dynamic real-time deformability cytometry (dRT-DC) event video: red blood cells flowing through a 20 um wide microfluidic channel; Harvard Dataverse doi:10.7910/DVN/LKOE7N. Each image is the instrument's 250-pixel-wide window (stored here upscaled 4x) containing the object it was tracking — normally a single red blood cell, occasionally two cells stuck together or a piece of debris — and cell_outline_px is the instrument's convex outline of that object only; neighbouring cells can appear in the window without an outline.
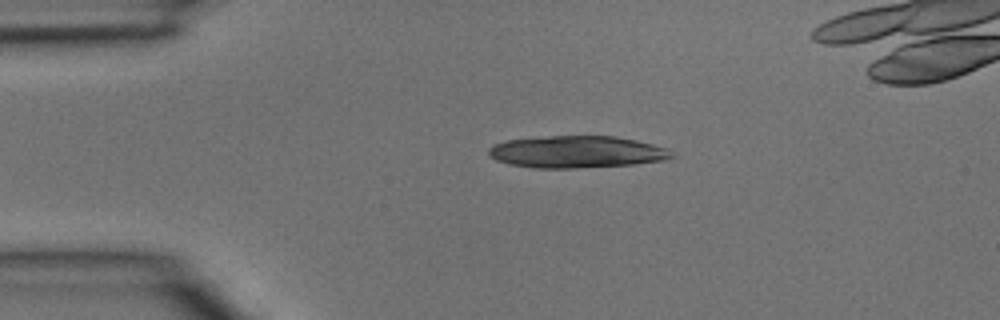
{"species": "common noctule bat (a hibernating species)", "species_latin": "Nyctalus noctula", "temperature_condition": "room temperature", "stored_images_in_passage": 3, "camera_frame_rate_fps": 3000, "um_per_image_px": 0.085, "animal": {"sex": "male", "body_mass_g": 15.6}, "frame": {"image": 1, "passage_image": 1, "time_ms": 0.0, "image_size_px": [1000, 320], "cell_outline_px": [[676, 156], [664, 160], [632, 164], [572, 168], [532, 168], [508, 164], [496, 160], [488, 152], [488, 148], [496, 144], [508, 140], [548, 136], [616, 136], [636, 140], [652, 144], [664, 148]], "centroid_in_image_um": [49.0, 12.91], "position_along_channel_um": 36.0, "area_um2": 33.87}}